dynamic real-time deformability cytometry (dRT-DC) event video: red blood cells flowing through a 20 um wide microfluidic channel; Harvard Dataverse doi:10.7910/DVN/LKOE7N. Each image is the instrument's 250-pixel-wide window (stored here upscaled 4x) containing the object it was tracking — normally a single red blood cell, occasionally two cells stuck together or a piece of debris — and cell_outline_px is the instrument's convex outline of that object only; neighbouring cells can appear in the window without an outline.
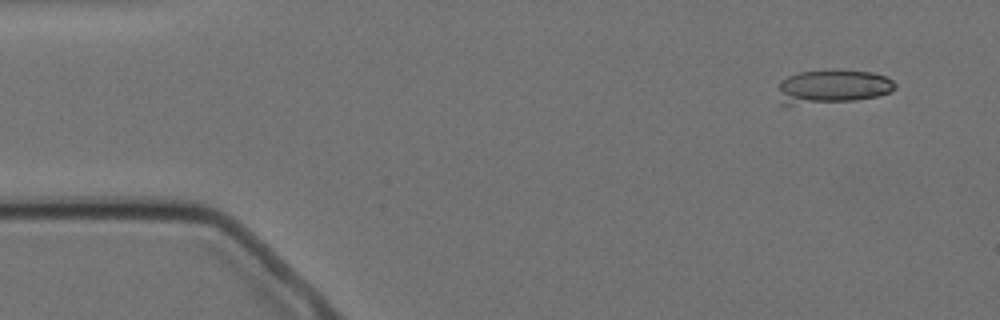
{"species": "Egyptian fruit bat (a non-hibernating species)", "species_latin": "Rousettus aegyptiacus", "temperature_condition": "cold", "stored_images_in_passage": 4, "camera_frame_rate_fps": 3000, "um_per_image_px": 0.085, "animal": {"sex": "female"}, "frame": {"image": 1, "passage_image": 1, "time_ms": 0.0, "image_size_px": [1000, 320], "cell_outline_px": [[896, 88], [892, 92], [876, 96], [856, 100], [788, 108], [780, 104], [780, 80], [788, 76], [800, 72], [832, 68], [840, 68], [872, 72], [884, 76], [892, 80], [896, 84]], "centroid_in_image_um": [70.72, 7.39], "position_along_channel_um": 14.3, "area_um2": 24.33}}
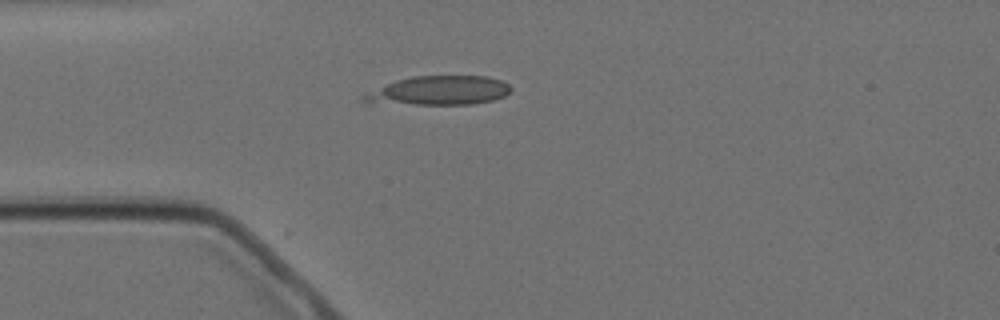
{"frame": {"image": 2, "passage_image": 4, "time_ms": 3.333, "image_size_px": [1000, 320], "cell_outline_px": [[512, 88], [504, 96], [492, 100], [472, 104], [416, 104], [360, 100], [360, 96], [396, 80], [412, 76], [488, 76], [500, 80], [508, 84]], "centroid_in_image_um": [37.39, 7.68], "position_along_channel_um": 47.6, "area_um2": 24.28}}